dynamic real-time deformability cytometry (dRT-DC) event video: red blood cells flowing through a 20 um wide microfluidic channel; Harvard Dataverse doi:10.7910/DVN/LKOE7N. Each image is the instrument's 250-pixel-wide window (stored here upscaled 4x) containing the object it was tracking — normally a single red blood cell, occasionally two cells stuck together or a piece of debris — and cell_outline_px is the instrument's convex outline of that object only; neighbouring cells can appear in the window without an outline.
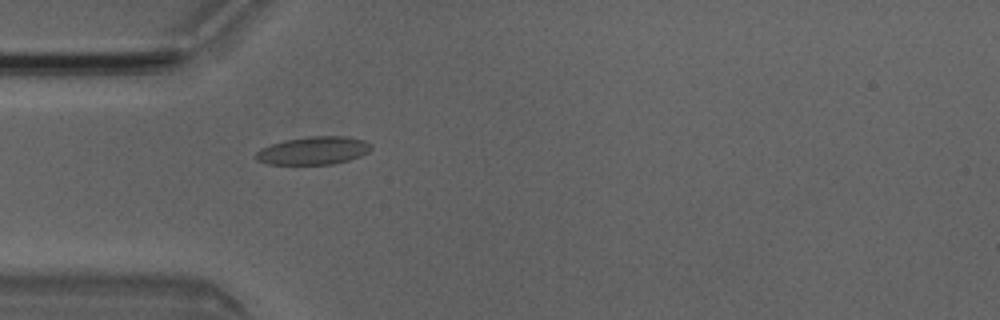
{"species": "Egyptian fruit bat (a non-hibernating species)", "species_latin": "Rousettus aegyptiacus", "temperature_condition": "room temperature", "stored_images_in_passage": 5, "camera_frame_rate_fps": 3000, "um_per_image_px": 0.085, "animal": {"sex": "male"}, "frame": {"image": 1, "passage_image": 5, "time_ms": 1.333, "image_size_px": [1000, 320], "cell_outline_px": [[372, 148], [368, 152], [360, 156], [348, 160], [332, 164], [268, 164], [256, 160], [252, 156], [260, 148], [284, 140], [312, 136], [344, 136], [364, 140], [372, 144]], "centroid_in_image_um": [26.62, 12.8], "position_along_channel_um": 58.4, "area_um2": 18.84}}